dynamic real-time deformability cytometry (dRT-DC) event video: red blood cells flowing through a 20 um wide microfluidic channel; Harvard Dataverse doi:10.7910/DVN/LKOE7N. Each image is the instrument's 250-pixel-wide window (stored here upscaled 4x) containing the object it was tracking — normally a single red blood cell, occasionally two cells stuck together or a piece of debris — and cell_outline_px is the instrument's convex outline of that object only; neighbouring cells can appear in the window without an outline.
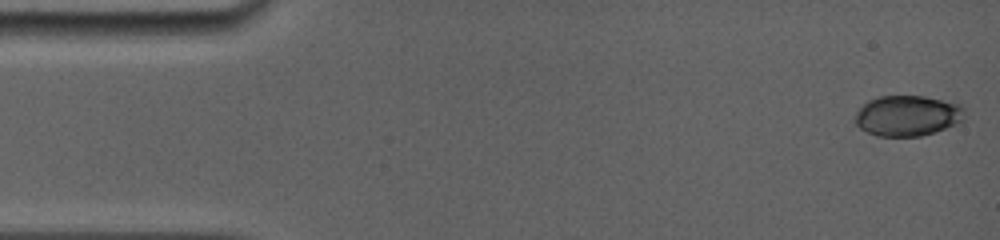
{"species": "common noctule bat (a hibernating species)", "species_latin": "Nyctalus noctula", "temperature_condition": "room temperature", "stored_images_in_passage": 61, "camera_frame_rate_fps": 5000, "um_per_image_px": 0.085, "animal": {"sex": "female", "body_mass_g": 19.0, "forearm_length_mm": 56.7}, "frame": {"image": 1, "passage_image": 1, "time_ms": 0.0, "image_size_px": [1000, 240], "cell_outline_px": [[964, 120], [956, 124], [936, 132], [920, 136], [876, 136], [860, 128], [856, 124], [856, 112], [868, 100], [880, 96], [924, 96], [964, 104]], "centroid_in_image_um": [77.18, 9.83], "position_along_channel_um": 7.8, "area_um2": 26.07}}
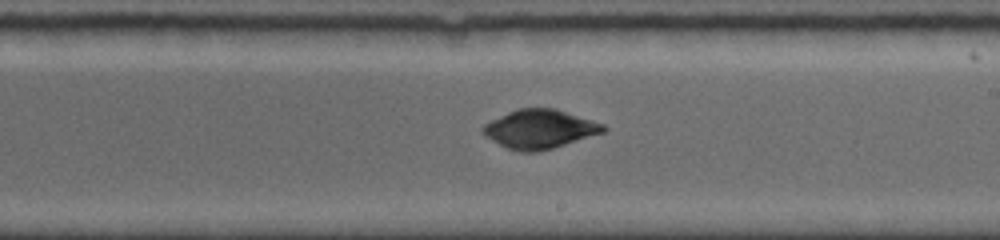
{"frame": {"image": 2, "passage_image": 33, "time_ms": 9.0, "image_size_px": [1000, 240], "cell_outline_px": [[608, 128], [604, 132], [540, 152], [520, 152], [508, 148], [484, 136], [480, 132], [480, 128], [484, 124], [516, 108], [556, 108], [604, 124]], "centroid_in_image_um": [45.85, 10.97], "position_along_channel_um": 243.1, "area_um2": 27.34}}
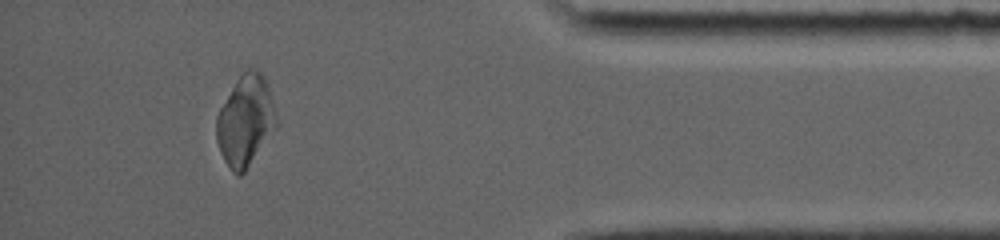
{"frame": {"image": 3, "passage_image": 59, "time_ms": 14.0, "image_size_px": [1000, 240], "cell_outline_px": [[276, 128], [244, 172], [240, 176], [236, 176], [232, 172], [224, 160], [220, 152], [216, 140], [216, 116], [220, 108], [236, 80], [248, 68], [256, 68], [264, 76], [268, 88], [276, 116]], "centroid_in_image_um": [20.83, 10.28], "position_along_channel_um": 414.4, "area_um2": 31.27}, "authors_computed_cell_mechanics": {"area_um2": 26.9926, "velocity_mm_per_s": 3.9375, "shape_relaxation_time_tau1_ms": 6.6955, "shape_relaxation_time_tau2_ms": null, "deformation_change_tau1": 0.1276, "deformation_change_tau2": null}}